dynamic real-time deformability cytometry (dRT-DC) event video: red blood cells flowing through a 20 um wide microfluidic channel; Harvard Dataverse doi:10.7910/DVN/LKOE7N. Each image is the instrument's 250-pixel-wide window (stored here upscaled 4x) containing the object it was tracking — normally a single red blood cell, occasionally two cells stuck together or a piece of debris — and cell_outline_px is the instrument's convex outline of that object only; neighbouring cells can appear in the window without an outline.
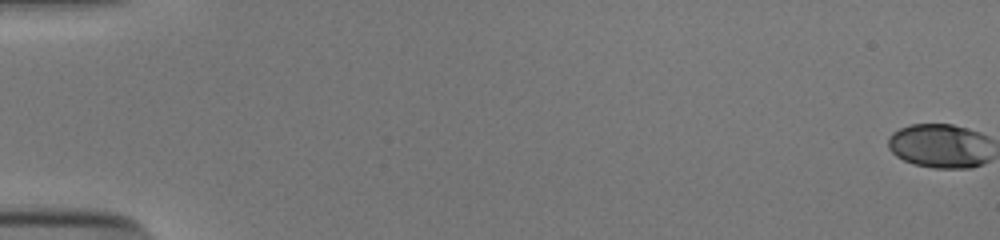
{"species": "human", "species_latin": "Homo sapiens", "temperature_condition": "cold", "stored_images_in_passage": 49, "camera_frame_rate_fps": 3000, "um_per_image_px": 0.085, "donor": {"sex": "male"}, "frame": {"image": 1, "passage_image": 1, "time_ms": 0.0, "image_size_px": [1000, 240], "cell_outline_px": [[980, 160], [976, 164], [920, 164], [908, 160], [900, 156], [892, 148], [892, 136], [896, 132], [904, 128], [916, 124], [948, 124], [960, 128], [968, 132]], "centroid_in_image_um": [79.49, 12.31], "position_along_channel_um": 5.5, "area_um2": 20.92}}
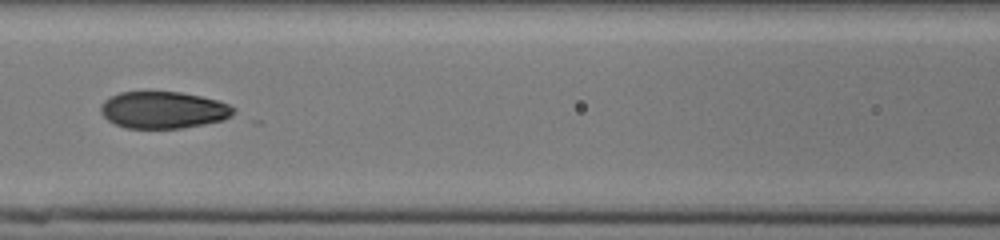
{"frame": {"image": 2, "passage_image": 27, "time_ms": 8.667, "image_size_px": [1000, 240], "cell_outline_px": [[232, 112], [216, 120], [168, 128], [136, 128], [120, 124], [112, 120], [104, 112], [104, 104], [108, 100], [116, 96], [128, 92], [172, 92], [212, 100], [224, 104], [232, 108]], "centroid_in_image_um": [13.83, 9.33], "position_along_channel_um": 152.8, "area_um2": 25.61}}
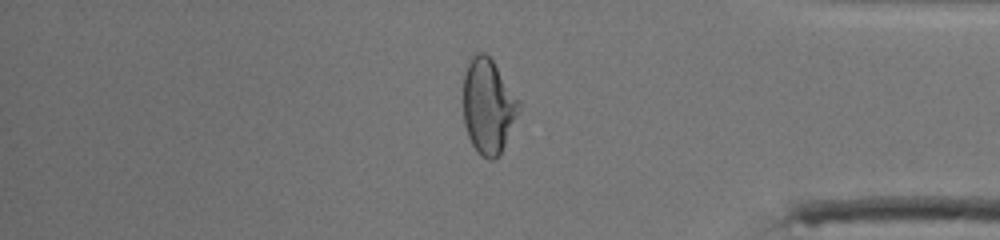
{"frame": {"image": 3, "passage_image": 47, "time_ms": 15.333, "image_size_px": [1000, 240], "cell_outline_px": [[508, 120], [500, 148], [496, 156], [480, 152], [476, 148], [472, 140], [468, 128], [464, 112], [464, 84], [468, 72], [472, 64], [488, 60], [492, 64], [496, 72], [508, 116]], "centroid_in_image_um": [41.21, 9.18], "position_along_channel_um": 394.0, "area_um2": 22.48}, "authors_computed_cell_mechanics": {"area_um2": 24.1604, "velocity_mm_per_s": 3.9194, "shape_relaxation_time_tau1_ms": 5.4108, "shape_relaxation_time_tau2_ms": 1.0687, "deformation_change_tau1": 0.1991, "deformation_change_tau2": 0.056}}